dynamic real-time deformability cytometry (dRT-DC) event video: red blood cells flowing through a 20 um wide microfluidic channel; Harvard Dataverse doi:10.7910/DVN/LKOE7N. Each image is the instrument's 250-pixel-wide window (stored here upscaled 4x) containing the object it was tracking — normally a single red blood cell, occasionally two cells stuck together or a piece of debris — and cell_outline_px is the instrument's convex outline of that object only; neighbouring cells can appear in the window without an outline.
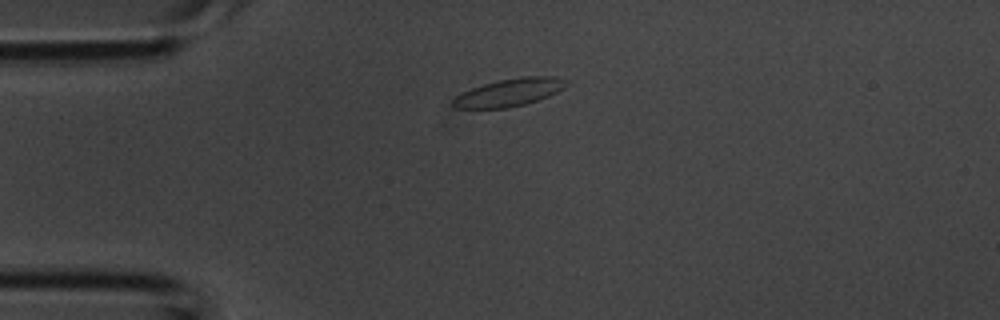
{"species": "common noctule bat (a hibernating species)", "species_latin": "Nyctalus noctula", "temperature_condition": "room temperature", "stored_images_in_passage": 1, "camera_frame_rate_fps": 3000, "um_per_image_px": 0.085, "animal": {"sex": "male", "body_mass_g": 20.1, "forearm_length_mm": 53.5}, "frame": {"image": 1, "passage_image": 1, "time_ms": 0.0, "image_size_px": [1000, 320], "cell_outline_px": [[568, 84], [564, 88], [548, 96], [524, 104], [508, 108], [456, 108], [452, 104], [452, 100], [460, 92], [496, 80], [524, 76], [556, 76], [568, 80]], "centroid_in_image_um": [43.3, 7.84], "position_along_channel_um": 41.7, "area_um2": 18.32}}